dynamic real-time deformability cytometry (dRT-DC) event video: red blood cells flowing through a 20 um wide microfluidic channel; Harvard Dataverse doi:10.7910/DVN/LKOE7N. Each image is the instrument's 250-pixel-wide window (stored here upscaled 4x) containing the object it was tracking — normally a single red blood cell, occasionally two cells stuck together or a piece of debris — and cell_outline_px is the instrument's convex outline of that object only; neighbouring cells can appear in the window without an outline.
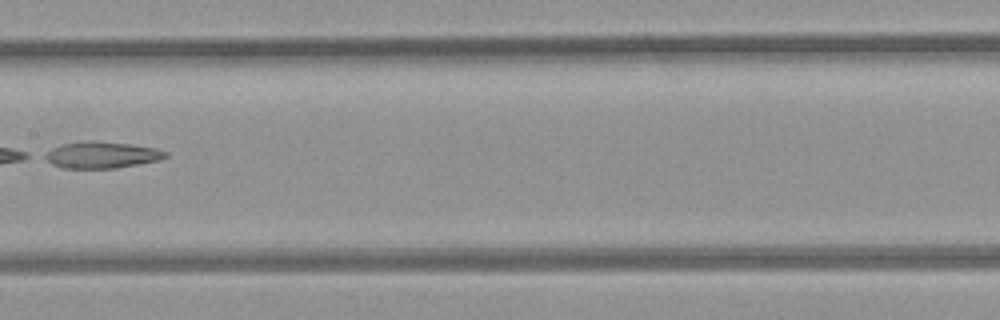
{"species": "common noctule bat (a hibernating species)", "species_latin": "Nyctalus noctula", "temperature_condition": "room temperature", "stored_images_in_passage": 9, "camera_frame_rate_fps": 3000, "um_per_image_px": 0.085, "animal": {"sex": "female", "body_mass_g": 21.9}, "frame": {"image": 1, "passage_image": 8, "time_ms": 8.333, "image_size_px": [1000, 320], "cell_outline_px": [[168, 156], [160, 160], [116, 168], [64, 168], [52, 164], [40, 156], [44, 152], [52, 148], [64, 144], [88, 140], [96, 140], [128, 144], [156, 148], [168, 152]], "centroid_in_image_um": [8.61, 13.16], "position_along_channel_um": 198.8, "area_um2": 18.79}}
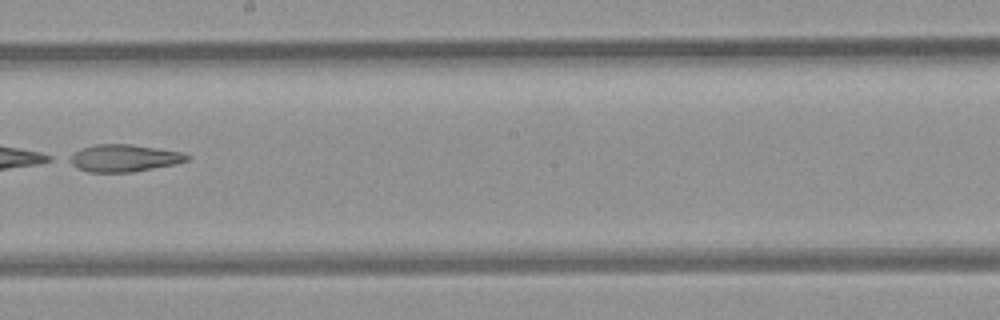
{"frame": {"image": 2, "passage_image": 9, "time_ms": 9.333, "image_size_px": [1000, 320], "cell_outline_px": [[192, 156], [188, 160], [176, 164], [132, 172], [88, 172], [76, 168], [64, 160], [68, 156], [80, 148], [96, 144], [132, 144], [180, 152]], "centroid_in_image_um": [10.46, 13.44], "position_along_channel_um": 237.7, "area_um2": 18.9}}